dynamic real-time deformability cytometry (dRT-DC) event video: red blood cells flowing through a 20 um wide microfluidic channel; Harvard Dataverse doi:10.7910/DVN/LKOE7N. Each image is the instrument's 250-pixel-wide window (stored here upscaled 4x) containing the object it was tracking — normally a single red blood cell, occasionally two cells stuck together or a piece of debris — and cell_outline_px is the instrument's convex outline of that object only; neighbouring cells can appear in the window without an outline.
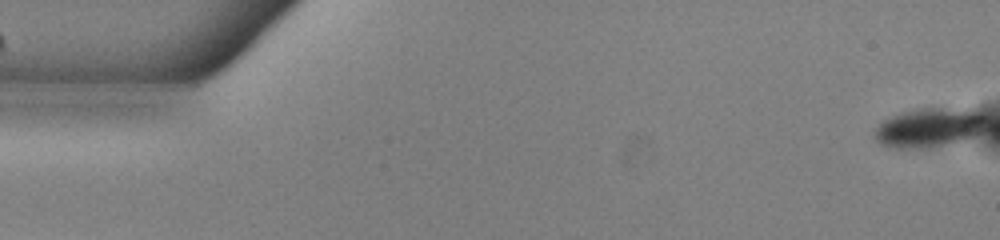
{"species": "common noctule bat (a hibernating species)", "species_latin": "Nyctalus noctula", "temperature_condition": "warm", "stored_images_in_passage": 44, "camera_frame_rate_fps": 3000, "um_per_image_px": 0.085, "animal": {"sex": "male", "body_mass_g": 13.0, "forearm_length_mm": 53.1}, "frame": {"image": 1, "passage_image": 1, "time_ms": 0.0, "image_size_px": [1000, 240], "cell_outline_px": [[984, 120], [980, 128], [976, 132], [960, 140], [928, 148], [892, 148], [880, 144], [872, 136], [872, 132], [884, 120], [892, 116], [916, 108], [940, 108], [980, 112], [984, 116]], "centroid_in_image_um": [78.82, 10.86], "position_along_channel_um": 6.2, "area_um2": 24.62}}
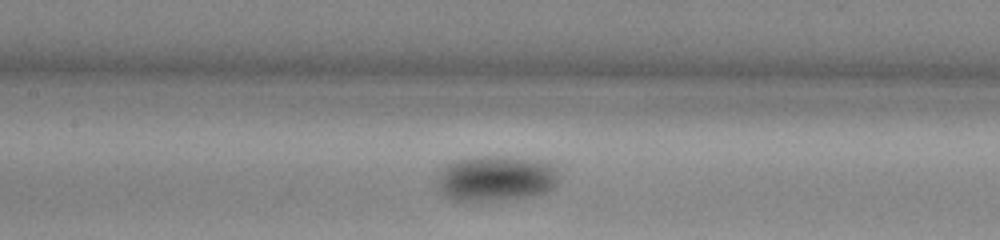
{"frame": {"image": 2, "passage_image": 25, "time_ms": 8.0, "image_size_px": [1000, 240], "cell_outline_px": [[560, 180], [548, 192], [532, 196], [472, 204], [456, 200], [448, 196], [436, 184], [436, 176], [440, 168], [444, 164], [456, 160], [472, 156], [504, 156], [536, 160], [548, 164], [556, 168]], "centroid_in_image_um": [42.1, 15.18], "position_along_channel_um": 165.3, "area_um2": 33.18}}
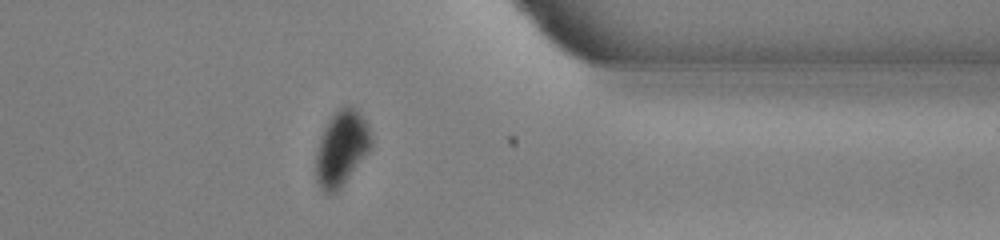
{"frame": {"image": 3, "passage_image": 43, "time_ms": 14.0, "image_size_px": [1000, 240], "cell_outline_px": [[372, 148], [340, 188], [336, 192], [328, 196], [316, 184], [316, 152], [320, 136], [332, 112], [344, 104], [352, 104], [360, 112], [368, 124], [372, 132]], "centroid_in_image_um": [29.04, 12.56], "position_along_channel_um": 382.4, "area_um2": 24.97}}